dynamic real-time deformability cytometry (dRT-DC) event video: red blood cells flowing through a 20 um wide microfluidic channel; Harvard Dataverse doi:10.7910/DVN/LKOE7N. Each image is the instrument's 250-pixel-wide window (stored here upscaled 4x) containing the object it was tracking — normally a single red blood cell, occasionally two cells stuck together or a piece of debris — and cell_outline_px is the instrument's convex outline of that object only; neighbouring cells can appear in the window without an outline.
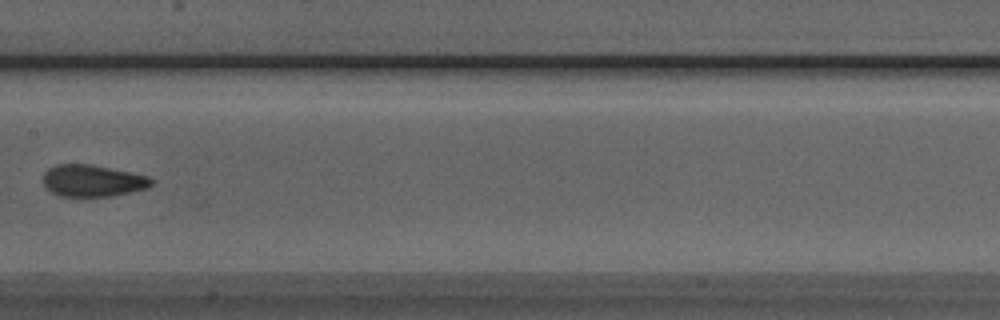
{"species": "Egyptian fruit bat (a non-hibernating species)", "species_latin": "Rousettus aegyptiacus", "temperature_condition": "room temperature", "stored_images_in_passage": 7, "camera_frame_rate_fps": 3000, "um_per_image_px": 0.085, "animal": {"sex": "male"}, "frame": {"image": 1, "passage_image": 7, "time_ms": 2.0, "image_size_px": [1000, 320], "cell_outline_px": [[152, 184], [148, 188], [112, 196], [80, 200], [60, 196], [44, 188], [44, 172], [48, 168], [56, 164], [88, 164], [148, 176], [152, 180]], "centroid_in_image_um": [7.81, 15.42], "position_along_channel_um": 199.6, "area_um2": 20.63}}